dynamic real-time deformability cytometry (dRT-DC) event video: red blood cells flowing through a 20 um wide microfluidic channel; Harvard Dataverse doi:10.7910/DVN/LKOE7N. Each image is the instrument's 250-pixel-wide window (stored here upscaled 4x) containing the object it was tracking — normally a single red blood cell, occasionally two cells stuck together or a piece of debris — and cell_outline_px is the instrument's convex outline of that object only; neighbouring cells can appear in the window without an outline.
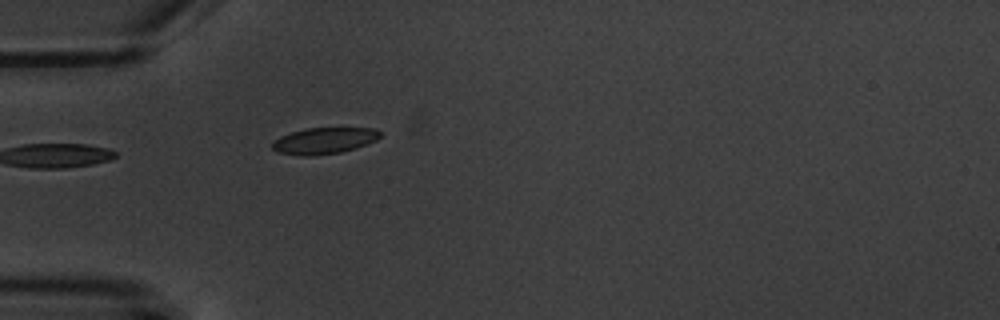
{"species": "common noctule bat (a hibernating species)", "species_latin": "Nyctalus noctula", "temperature_condition": "warm", "stored_images_in_passage": 4, "camera_frame_rate_fps": 3000, "um_per_image_px": 0.085, "animal": {"sex": "male", "body_mass_g": 20.1, "forearm_length_mm": 53.5}, "frame": {"image": 1, "passage_image": 4, "time_ms": 3.333, "image_size_px": [1000, 320], "cell_outline_px": [[380, 136], [376, 140], [368, 144], [356, 148], [340, 152], [312, 156], [300, 156], [276, 152], [272, 148], [272, 144], [280, 136], [304, 128], [376, 128], [380, 132]], "centroid_in_image_um": [27.55, 11.96], "position_along_channel_um": 57.5, "area_um2": 16.59}}